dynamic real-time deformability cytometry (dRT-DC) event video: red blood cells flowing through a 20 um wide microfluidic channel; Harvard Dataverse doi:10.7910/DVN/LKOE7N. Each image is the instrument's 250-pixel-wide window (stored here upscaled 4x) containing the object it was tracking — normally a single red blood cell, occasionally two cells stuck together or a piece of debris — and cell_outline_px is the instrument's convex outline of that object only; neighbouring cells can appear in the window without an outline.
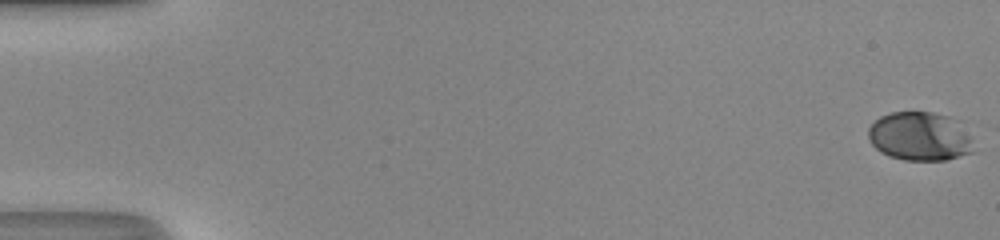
{"species": "human", "species_latin": "Homo sapiens", "temperature_condition": "room temperature", "stored_images_in_passage": 16, "camera_frame_rate_fps": 3000, "um_per_image_px": 0.085, "donor": {"sex": "male"}, "frame": {"image": 1, "passage_image": 1, "time_ms": 0.0, "image_size_px": [1000, 240], "cell_outline_px": [[976, 152], [944, 160], [904, 160], [888, 156], [880, 152], [872, 144], [868, 136], [868, 128], [880, 116], [892, 112], [932, 112], [948, 116], [968, 136]], "centroid_in_image_um": [78.13, 11.61], "position_along_channel_um": 6.9, "area_um2": 29.54}}
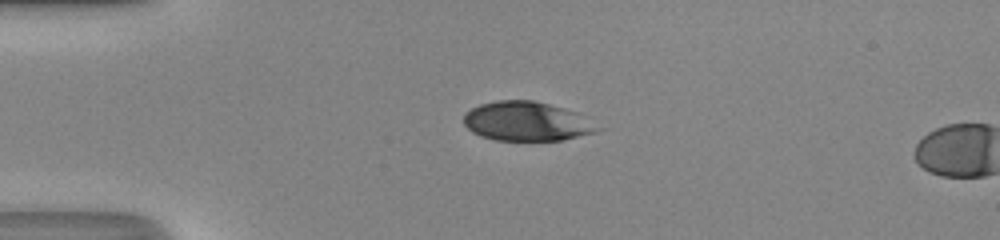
{"frame": {"image": 2, "passage_image": 14, "time_ms": 4.333, "image_size_px": [1000, 240], "cell_outline_px": [[604, 128], [596, 132], [560, 140], [496, 140], [480, 136], [472, 132], [464, 124], [464, 112], [480, 104], [496, 100], [532, 100], [564, 108], [576, 112]], "centroid_in_image_um": [44.76, 10.31], "position_along_channel_um": 40.2, "area_um2": 30.58}}